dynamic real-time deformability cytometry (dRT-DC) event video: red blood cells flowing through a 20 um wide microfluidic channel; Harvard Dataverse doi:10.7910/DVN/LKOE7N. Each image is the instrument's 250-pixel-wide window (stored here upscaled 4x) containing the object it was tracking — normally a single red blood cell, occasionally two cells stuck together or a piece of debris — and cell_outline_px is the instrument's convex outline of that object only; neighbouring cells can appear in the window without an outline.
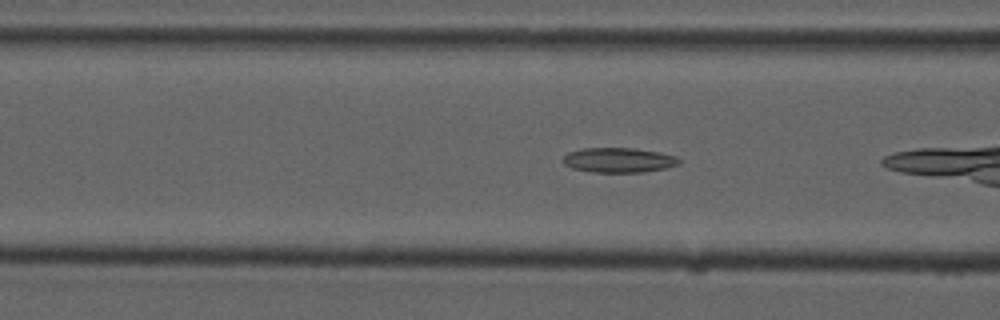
{"species": "common noctule bat (a hibernating species)", "species_latin": "Nyctalus noctula", "temperature_condition": "cold", "stored_images_in_passage": 39, "camera_frame_rate_fps": 3000, "um_per_image_px": 0.085, "animal": {"sex": "male", "forearm_length_mm": 52.5}, "frame": {"image": 1, "passage_image": 17, "time_ms": 5.333, "image_size_px": [1000, 320], "cell_outline_px": [[680, 164], [664, 168], [640, 172], [592, 172], [572, 168], [564, 164], [564, 156], [568, 152], [584, 148], [636, 148], [660, 152], [676, 156], [680, 160]], "centroid_in_image_um": [52.6, 13.6], "position_along_channel_um": 114.0, "area_um2": 16.7}}
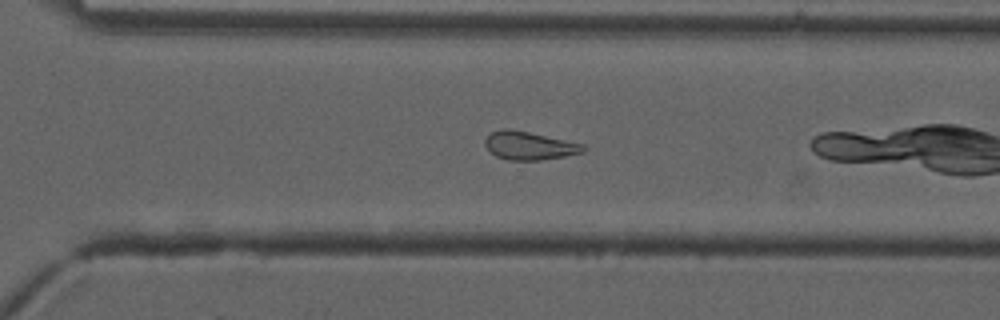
{"frame": {"image": 2, "passage_image": 34, "time_ms": 11.0, "image_size_px": [1000, 320], "cell_outline_px": [[588, 148], [584, 152], [564, 156], [540, 160], [508, 160], [496, 156], [484, 144], [484, 140], [492, 132], [504, 128], [508, 128], [528, 132], [584, 144]], "centroid_in_image_um": [45.01, 12.38], "position_along_channel_um": 325.6, "area_um2": 16.01}}